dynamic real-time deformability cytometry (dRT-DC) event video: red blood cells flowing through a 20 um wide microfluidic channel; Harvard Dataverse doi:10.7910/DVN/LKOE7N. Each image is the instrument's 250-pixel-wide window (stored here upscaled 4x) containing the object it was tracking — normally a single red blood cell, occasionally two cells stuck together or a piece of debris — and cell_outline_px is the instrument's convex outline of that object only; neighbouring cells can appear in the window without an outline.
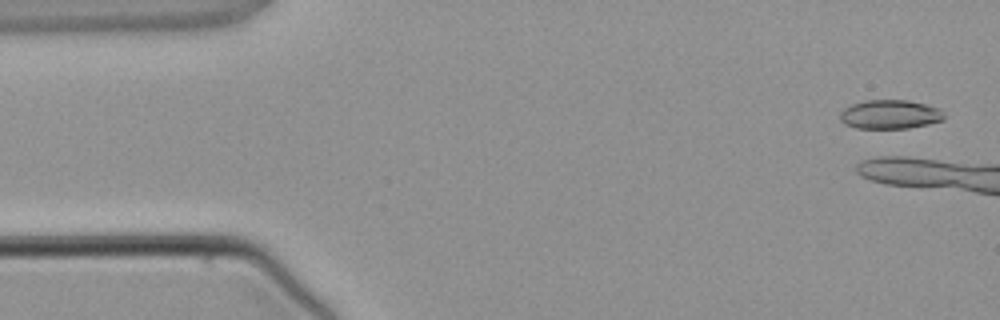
{"species": "common noctule bat (a hibernating species)", "species_latin": "Nyctalus noctula", "temperature_condition": "warm", "stored_images_in_passage": 5, "camera_frame_rate_fps": 3000, "um_per_image_px": 0.085, "animal": {"sex": "male", "body_mass_g": 21.5, "forearm_length_mm": 52.0}, "frame": {"image": 1, "passage_image": 1, "time_ms": 0.0, "image_size_px": [1000, 320], "cell_outline_px": [[944, 120], [928, 124], [908, 128], [856, 128], [844, 124], [840, 120], [840, 112], [844, 108], [852, 104], [864, 100], [908, 100], [940, 108], [944, 116]], "centroid_in_image_um": [75.63, 9.72], "position_along_channel_um": 9.4, "area_um2": 17.63}}
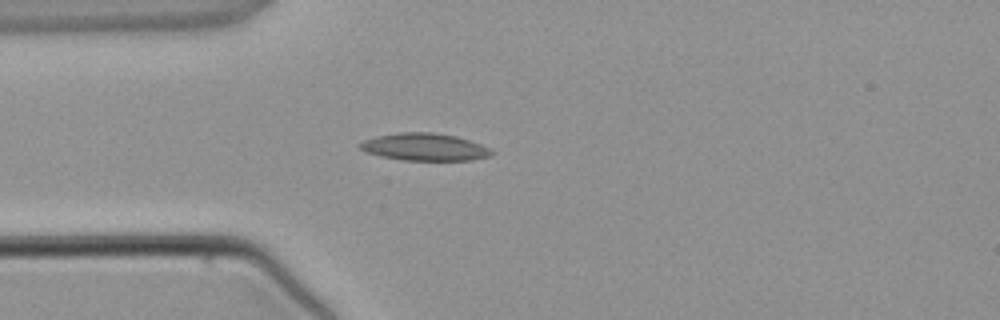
{"frame": {"image": 2, "passage_image": 5, "time_ms": 4.667, "image_size_px": [1000, 320], "cell_outline_px": [[496, 152], [492, 156], [472, 160], [404, 160], [380, 156], [364, 152], [356, 144], [364, 140], [376, 136], [400, 132], [432, 132], [456, 136], [480, 144]], "centroid_in_image_um": [36.07, 12.49], "position_along_channel_um": 48.9, "area_um2": 21.1}}